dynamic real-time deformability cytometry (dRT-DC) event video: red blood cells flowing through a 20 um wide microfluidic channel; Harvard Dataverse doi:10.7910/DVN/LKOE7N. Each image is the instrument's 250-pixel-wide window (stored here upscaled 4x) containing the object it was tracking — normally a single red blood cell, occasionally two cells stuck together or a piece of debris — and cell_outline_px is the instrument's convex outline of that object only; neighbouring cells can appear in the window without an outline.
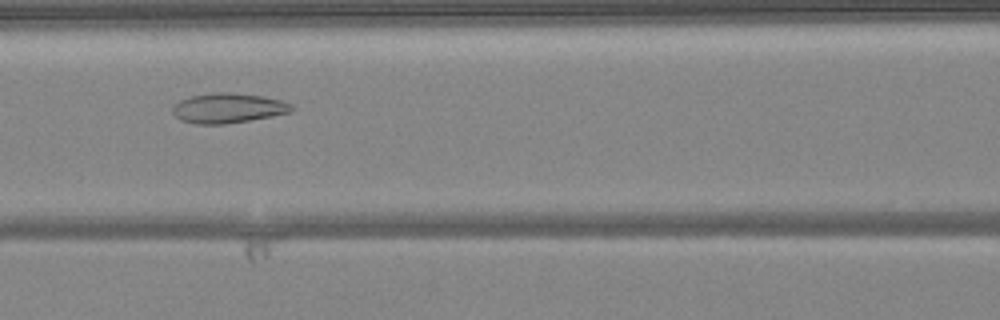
{"species": "common noctule bat (a hibernating species)", "species_latin": "Nyctalus noctula", "temperature_condition": "warm", "stored_images_in_passage": 40, "camera_frame_rate_fps": 3000, "um_per_image_px": 0.085, "animal": {"sex": "female", "body_mass_g": 24.6, "forearm_length_mm": 56.2}, "frame": {"image": 1, "passage_image": 12, "time_ms": 3.667, "image_size_px": [1000, 320], "cell_outline_px": [[292, 112], [272, 116], [224, 124], [192, 124], [180, 120], [172, 112], [172, 108], [180, 100], [192, 96], [216, 92], [232, 92], [264, 96], [280, 100], [292, 104]], "centroid_in_image_um": [19.38, 9.19], "position_along_channel_um": 147.2, "area_um2": 20.69}}
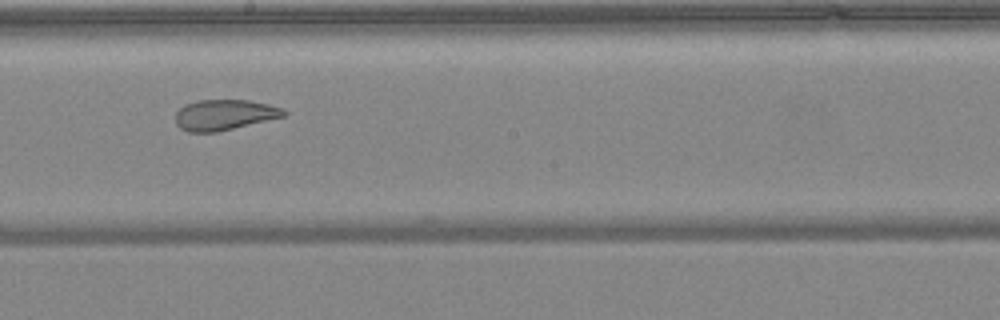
{"frame": {"image": 2, "passage_image": 18, "time_ms": 5.667, "image_size_px": [1000, 320], "cell_outline_px": [[288, 112], [284, 116], [216, 132], [188, 132], [180, 128], [176, 124], [176, 112], [184, 104], [196, 100], [248, 100], [268, 104], [284, 108]], "centroid_in_image_um": [19.05, 9.75], "position_along_channel_um": 229.1, "area_um2": 19.25}}
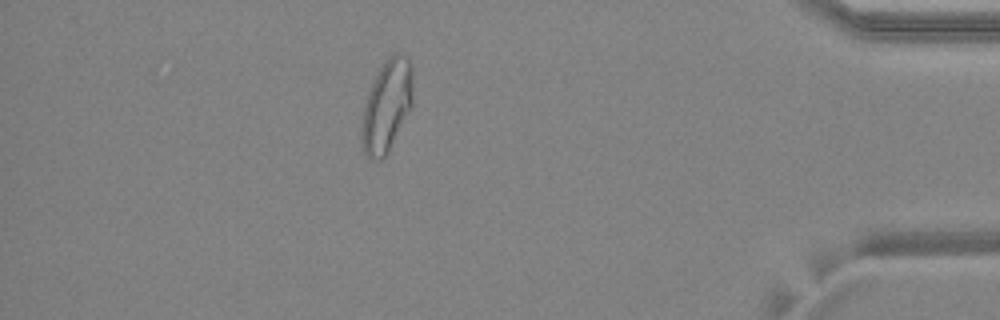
{"frame": {"image": 3, "passage_image": 34, "time_ms": 11.0, "image_size_px": [1000, 320], "cell_outline_px": [[412, 104], [388, 152], [380, 160], [376, 160], [364, 156], [360, 144], [360, 128], [364, 104], [372, 80], [380, 68], [392, 52], [400, 52], [408, 60], [412, 68]], "centroid_in_image_um": [32.82, 9.02], "position_along_channel_um": 402.4, "area_um2": 27.63}, "authors_computed_cell_mechanics": {"area_um2": 23.2645, "velocity_mm_per_s": 4.1105, "shape_relaxation_time_tau1_ms": null, "shape_relaxation_time_tau2_ms": 1.5093, "deformation_change_tau1": null, "deformation_change_tau2": 0.089}}